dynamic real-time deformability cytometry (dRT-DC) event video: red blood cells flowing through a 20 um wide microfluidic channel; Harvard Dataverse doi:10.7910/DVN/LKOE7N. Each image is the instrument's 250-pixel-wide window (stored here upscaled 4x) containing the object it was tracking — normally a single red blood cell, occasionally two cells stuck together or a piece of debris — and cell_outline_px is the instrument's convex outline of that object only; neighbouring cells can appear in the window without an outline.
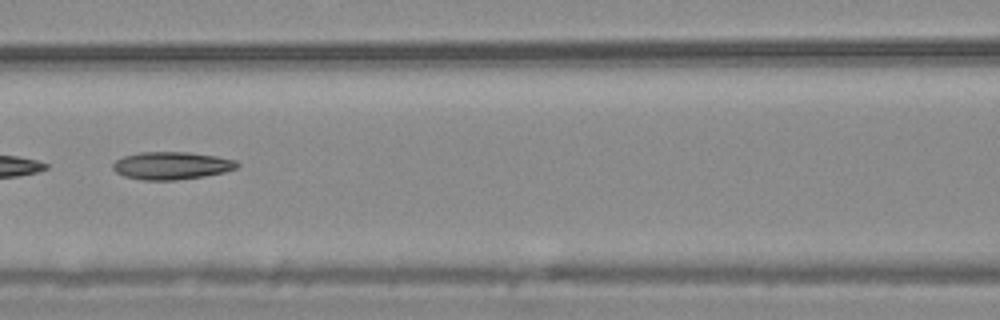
{"species": "common noctule bat (a hibernating species)", "species_latin": "Nyctalus noctula", "temperature_condition": "warm", "stored_images_in_passage": 13, "camera_frame_rate_fps": 3000, "um_per_image_px": 0.085, "animal": {"sex": "male", "body_mass_g": 20.4}, "frame": {"image": 1, "passage_image": 11, "time_ms": 3.333, "image_size_px": [1000, 320], "cell_outline_px": [[240, 164], [236, 168], [224, 172], [204, 176], [176, 180], [144, 180], [124, 176], [116, 172], [112, 168], [112, 164], [116, 160], [124, 156], [140, 152], [188, 152], [216, 156], [236, 160]], "centroid_in_image_um": [14.58, 14.07], "position_along_channel_um": 152.0, "area_um2": 20.0}}